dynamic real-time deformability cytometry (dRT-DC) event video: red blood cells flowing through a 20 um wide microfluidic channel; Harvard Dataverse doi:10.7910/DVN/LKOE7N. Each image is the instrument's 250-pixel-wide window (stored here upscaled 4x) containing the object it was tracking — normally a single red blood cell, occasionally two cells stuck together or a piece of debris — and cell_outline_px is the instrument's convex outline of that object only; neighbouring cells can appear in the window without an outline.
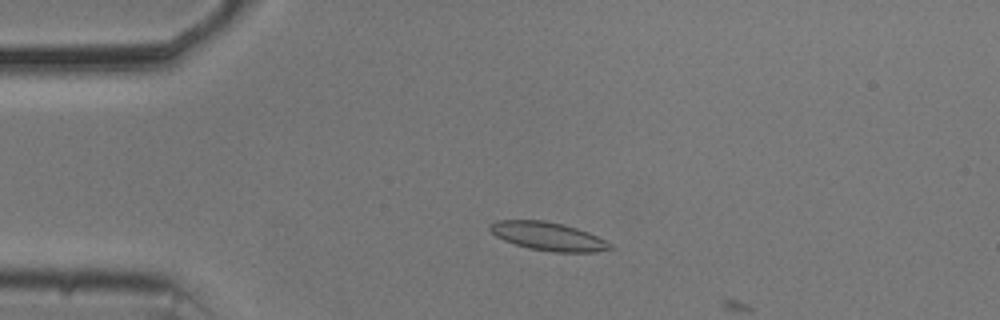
{"species": "common noctule bat (a hibernating species)", "species_latin": "Nyctalus noctula", "temperature_condition": "cold", "stored_images_in_passage": 11, "camera_frame_rate_fps": 3000, "um_per_image_px": 0.085, "animal": {"sex": "male", "body_mass_g": 20.5, "forearm_length_mm": 52.5}, "frame": {"image": 1, "passage_image": 10, "time_ms": 3.0, "image_size_px": [1000, 320], "cell_outline_px": [[616, 248], [596, 252], [556, 252], [528, 248], [504, 240], [496, 236], [488, 228], [488, 224], [496, 220], [544, 220], [564, 224], [588, 232], [612, 244]], "centroid_in_image_um": [46.59, 20.08], "position_along_channel_um": 38.4, "area_um2": 19.88}}